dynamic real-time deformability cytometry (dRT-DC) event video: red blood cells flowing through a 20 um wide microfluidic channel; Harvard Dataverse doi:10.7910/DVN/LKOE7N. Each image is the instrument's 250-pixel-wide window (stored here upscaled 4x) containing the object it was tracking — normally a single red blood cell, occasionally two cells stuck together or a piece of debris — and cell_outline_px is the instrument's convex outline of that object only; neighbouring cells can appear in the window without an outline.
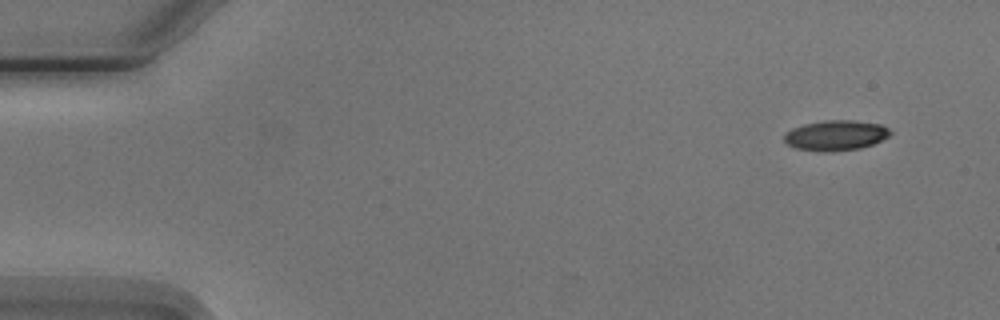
{"species": "Egyptian fruit bat (a non-hibernating species)", "species_latin": "Rousettus aegyptiacus", "temperature_condition": "cold", "stored_images_in_passage": 8, "camera_frame_rate_fps": 3000, "um_per_image_px": 0.085, "animal": {"sex": "male"}, "frame": {"image": 1, "passage_image": 1, "time_ms": 0.0, "image_size_px": [1000, 320], "cell_outline_px": [[892, 132], [888, 136], [872, 144], [860, 148], [796, 148], [788, 144], [784, 140], [784, 132], [792, 128], [804, 124], [824, 120], [852, 120], [880, 124], [888, 128]], "centroid_in_image_um": [71.05, 11.43], "position_along_channel_um": 14.0, "area_um2": 17.63}}
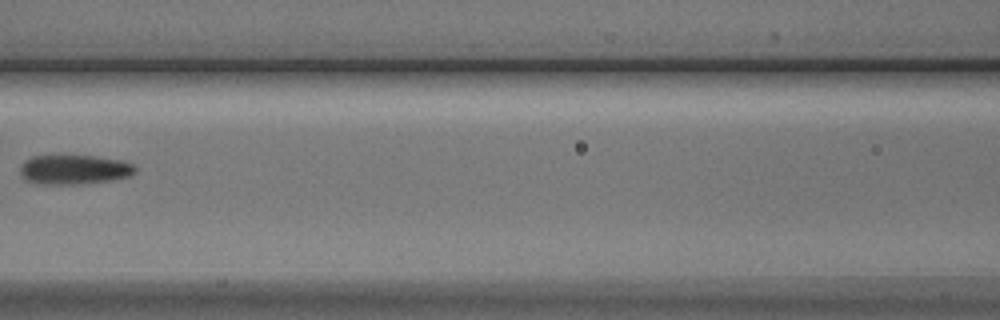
{"frame": {"image": 2, "passage_image": 7, "time_ms": 7.0, "image_size_px": [1000, 320], "cell_outline_px": [[136, 172], [132, 176], [112, 180], [80, 184], [36, 184], [20, 176], [20, 168], [24, 160], [32, 156], [92, 156], [120, 160], [132, 164], [136, 168]], "centroid_in_image_um": [6.3, 14.42], "position_along_channel_um": 160.3, "area_um2": 19.83}}
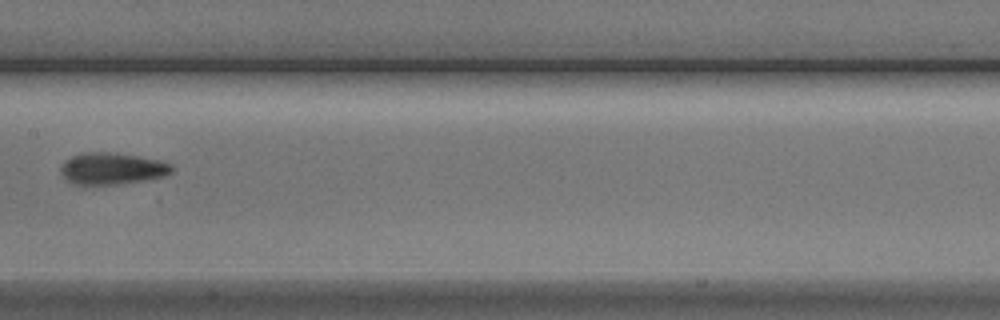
{"frame": {"image": 3, "passage_image": 8, "time_ms": 8.0, "image_size_px": [1000, 320], "cell_outline_px": [[172, 172], [164, 176], [144, 180], [116, 184], [84, 188], [72, 184], [60, 172], [60, 168], [64, 160], [72, 156], [88, 152], [108, 152], [136, 156], [156, 160], [172, 164]], "centroid_in_image_um": [9.44, 14.37], "position_along_channel_um": 198.0, "area_um2": 20.81}}